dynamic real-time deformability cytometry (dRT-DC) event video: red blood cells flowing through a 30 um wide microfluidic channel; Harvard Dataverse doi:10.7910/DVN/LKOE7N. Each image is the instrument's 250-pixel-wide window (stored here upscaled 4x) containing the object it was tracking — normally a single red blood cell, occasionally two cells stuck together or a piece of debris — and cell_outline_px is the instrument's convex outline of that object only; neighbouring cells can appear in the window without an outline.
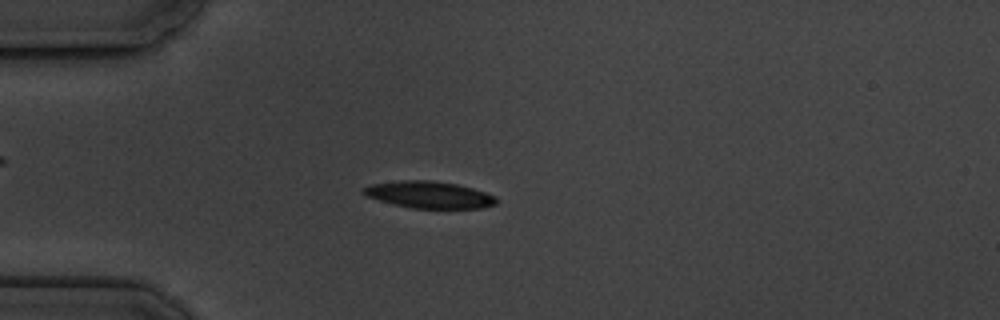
{"species": "common noctule bat (a hibernating species)", "species_latin": "Nyctalus noctula", "temperature_condition": "cold", "stored_images_in_passage": 4, "camera_frame_rate_fps": 3000, "um_per_image_px": 0.085, "animal": {"sex": "male", "body_mass_g": 19.5, "forearm_length_mm": 54.6}, "frame": {"image": 1, "passage_image": 4, "time_ms": 3.333, "image_size_px": [1000, 320], "cell_outline_px": [[500, 200], [496, 204], [484, 208], [412, 208], [380, 200], [368, 196], [360, 192], [360, 188], [372, 184], [400, 180], [428, 180], [456, 184], [472, 188], [496, 196]], "centroid_in_image_um": [36.5, 16.55], "position_along_channel_um": 48.5, "area_um2": 20.75}}